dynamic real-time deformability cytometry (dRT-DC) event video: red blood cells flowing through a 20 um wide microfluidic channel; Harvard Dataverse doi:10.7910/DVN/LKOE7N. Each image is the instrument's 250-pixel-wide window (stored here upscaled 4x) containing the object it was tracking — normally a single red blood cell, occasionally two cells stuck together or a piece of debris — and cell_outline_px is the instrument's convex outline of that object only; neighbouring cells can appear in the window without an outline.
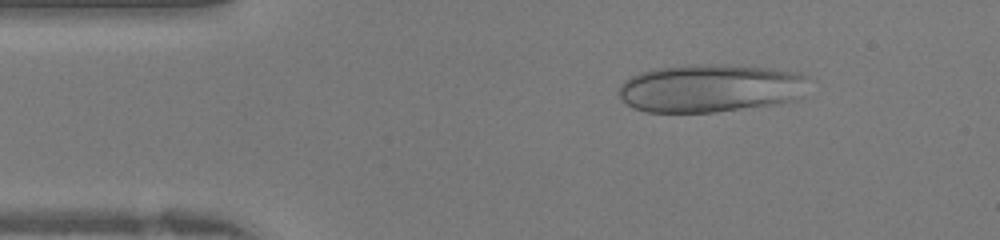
{"species": "human", "species_latin": "Homo sapiens", "temperature_condition": "warm", "stored_images_in_passage": 40, "camera_frame_rate_fps": 3000, "um_per_image_px": 0.085, "donor": {"sex": "female"}, "frame": {"image": 1, "passage_image": 5, "time_ms": 1.333, "image_size_px": [1000, 240], "cell_outline_px": [[808, 76], [800, 96], [796, 100], [780, 104], [712, 112], [644, 112], [632, 108], [616, 92], [620, 84], [624, 80], [640, 72], [656, 68], [692, 64], [724, 64], [772, 68], [804, 72]], "centroid_in_image_um": [60.38, 7.49], "position_along_channel_um": 24.6, "area_um2": 53.81}}
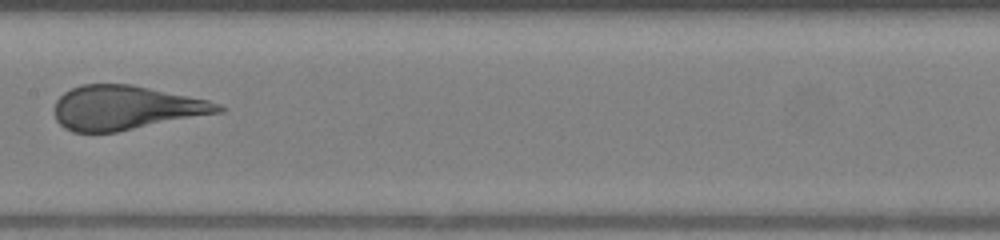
{"frame": {"image": 2, "passage_image": 19, "time_ms": 6.0, "image_size_px": [1000, 240], "cell_outline_px": [[228, 108], [224, 112], [116, 132], [72, 132], [64, 128], [56, 120], [52, 108], [56, 100], [64, 92], [80, 84], [132, 84], [208, 100], [220, 104]], "centroid_in_image_um": [10.68, 9.16], "position_along_channel_um": 196.7, "area_um2": 42.54}}
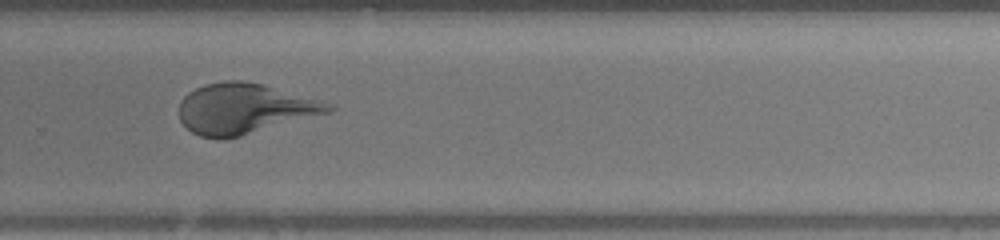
{"frame": {"image": 3, "passage_image": 26, "time_ms": 8.333, "image_size_px": [1000, 240], "cell_outline_px": [[336, 108], [332, 112], [240, 136], [224, 140], [220, 140], [200, 136], [192, 132], [180, 120], [180, 100], [188, 92], [204, 84], [224, 80], [240, 80], [264, 84], [324, 100], [336, 104]], "centroid_in_image_um": [20.83, 9.23], "position_along_channel_um": 309.0, "area_um2": 44.45}}